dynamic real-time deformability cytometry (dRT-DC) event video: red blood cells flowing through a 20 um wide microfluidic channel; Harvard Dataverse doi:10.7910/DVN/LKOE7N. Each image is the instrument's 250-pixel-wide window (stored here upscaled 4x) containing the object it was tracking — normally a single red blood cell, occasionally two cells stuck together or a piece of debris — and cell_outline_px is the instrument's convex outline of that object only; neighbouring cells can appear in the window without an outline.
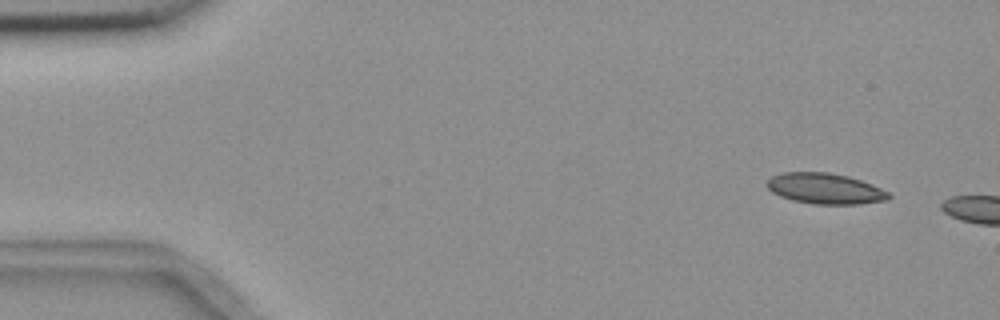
{"species": "common noctule bat (a hibernating species)", "species_latin": "Nyctalus noctula", "temperature_condition": "room temperature", "stored_images_in_passage": 2, "camera_frame_rate_fps": 3000, "um_per_image_px": 0.085, "animal": {"sex": "female", "body_mass_g": 18.4}, "frame": {"image": 1, "passage_image": 1, "time_ms": 0.0, "image_size_px": [1000, 320], "cell_outline_px": [[892, 196], [888, 200], [860, 204], [812, 204], [792, 200], [780, 196], [772, 192], [768, 188], [768, 180], [772, 176], [784, 172], [828, 172], [848, 176], [872, 184], [888, 192]], "centroid_in_image_um": [70.15, 16.03], "position_along_channel_um": 14.8, "area_um2": 21.79}}